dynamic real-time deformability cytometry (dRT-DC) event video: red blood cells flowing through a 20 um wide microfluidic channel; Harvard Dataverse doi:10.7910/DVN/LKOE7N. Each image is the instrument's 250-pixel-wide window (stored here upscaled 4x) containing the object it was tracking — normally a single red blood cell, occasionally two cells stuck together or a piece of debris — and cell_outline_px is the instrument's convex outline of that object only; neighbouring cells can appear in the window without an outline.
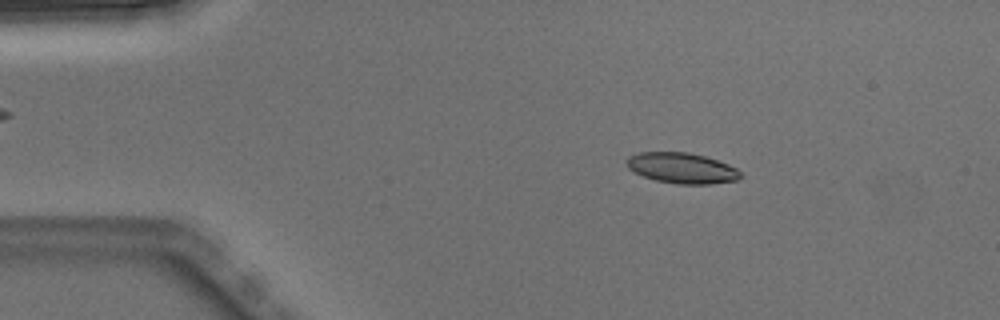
{"species": "Egyptian fruit bat (a non-hibernating species)", "species_latin": "Rousettus aegyptiacus", "temperature_condition": "warm", "stored_images_in_passage": 5, "camera_frame_rate_fps": 3000, "um_per_image_px": 0.085, "animal": {"sex": "male"}, "frame": {"image": 1, "passage_image": 2, "time_ms": 0.333, "image_size_px": [1000, 320], "cell_outline_px": [[744, 176], [736, 180], [708, 184], [680, 184], [656, 180], [644, 176], [628, 168], [628, 156], [640, 152], [688, 152], [704, 156], [728, 164], [736, 168]], "centroid_in_image_um": [57.99, 14.28], "position_along_channel_um": 27.0, "area_um2": 20.06}}
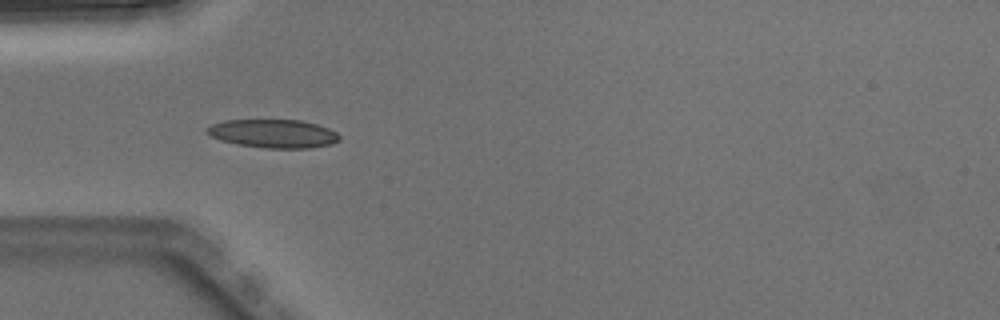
{"frame": {"image": 2, "passage_image": 4, "time_ms": 1.0, "image_size_px": [1000, 320], "cell_outline_px": [[340, 140], [332, 144], [308, 148], [264, 148], [236, 144], [220, 140], [204, 132], [204, 128], [212, 124], [224, 120], [300, 120], [316, 124], [328, 128], [336, 132], [340, 136]], "centroid_in_image_um": [23.2, 11.35], "position_along_channel_um": 61.8, "area_um2": 22.08}}